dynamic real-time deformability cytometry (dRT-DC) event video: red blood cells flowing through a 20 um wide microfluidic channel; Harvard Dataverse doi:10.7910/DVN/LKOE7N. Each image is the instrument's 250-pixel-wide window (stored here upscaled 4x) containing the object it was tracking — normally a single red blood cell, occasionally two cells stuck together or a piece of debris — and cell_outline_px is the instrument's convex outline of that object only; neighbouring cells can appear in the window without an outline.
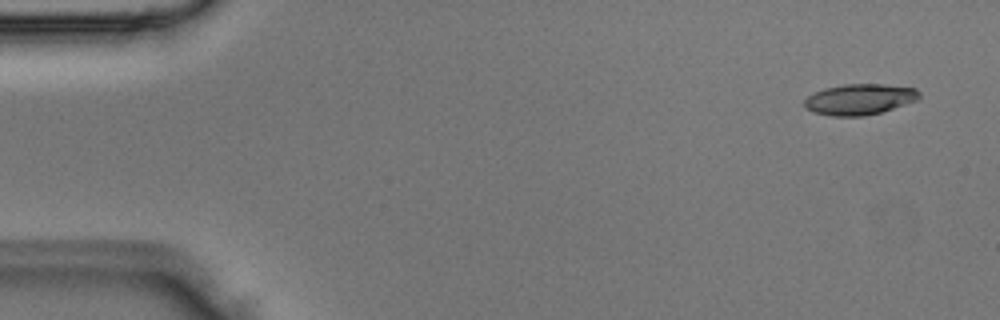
{"species": "Egyptian fruit bat (a non-hibernating species)", "species_latin": "Rousettus aegyptiacus", "temperature_condition": "room temperature", "stored_images_in_passage": 3, "camera_frame_rate_fps": 3000, "um_per_image_px": 0.085, "animal": {"sex": "male"}, "frame": {"image": 1, "passage_image": 1, "time_ms": 0.0, "image_size_px": [1000, 320], "cell_outline_px": [[920, 96], [916, 100], [880, 112], [864, 116], [832, 116], [812, 112], [804, 108], [804, 100], [812, 92], [824, 88], [844, 84], [884, 84], [916, 88], [920, 92]], "centroid_in_image_um": [73.01, 8.43], "position_along_channel_um": 12.0, "area_um2": 20.69}}